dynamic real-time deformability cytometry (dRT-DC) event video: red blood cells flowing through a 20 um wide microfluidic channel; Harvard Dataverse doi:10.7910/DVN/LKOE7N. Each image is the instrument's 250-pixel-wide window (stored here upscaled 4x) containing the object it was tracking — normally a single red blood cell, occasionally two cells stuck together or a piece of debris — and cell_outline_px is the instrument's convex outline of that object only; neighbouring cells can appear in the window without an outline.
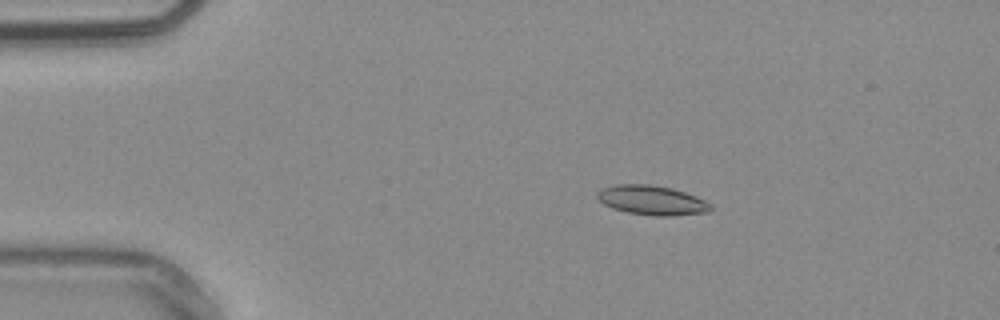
{"species": "common noctule bat (a hibernating species)", "species_latin": "Nyctalus noctula", "temperature_condition": "warm", "stored_images_in_passage": 47, "camera_frame_rate_fps": 3000, "um_per_image_px": 0.085, "animal": {"sex": "male", "body_mass_g": 20.4}, "frame": {"image": 1, "passage_image": 3, "time_ms": 0.667, "image_size_px": [1000, 320], "cell_outline_px": [[712, 212], [672, 216], [656, 216], [628, 212], [612, 208], [604, 204], [596, 196], [596, 192], [600, 188], [616, 184], [648, 184], [672, 188], [696, 196], [712, 204]], "centroid_in_image_um": [55.42, 17.02], "position_along_channel_um": 29.6, "area_um2": 19.65}}
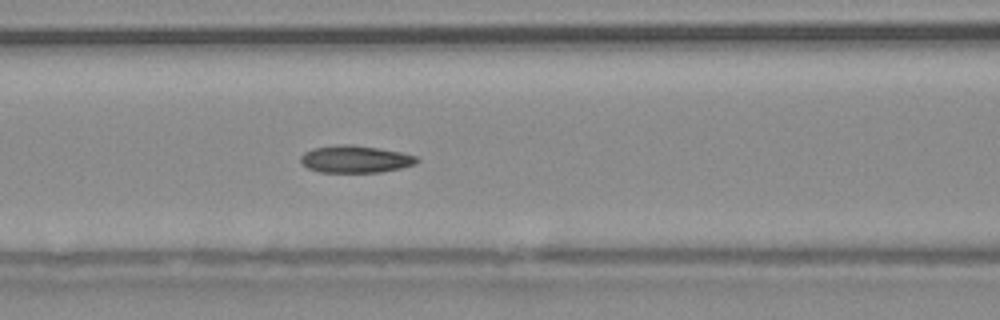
{"frame": {"image": 2, "passage_image": 16, "time_ms": 5.0, "image_size_px": [1000, 320], "cell_outline_px": [[420, 160], [416, 164], [400, 168], [380, 172], [320, 172], [308, 168], [300, 164], [300, 156], [304, 152], [312, 148], [340, 144], [352, 144], [400, 152], [416, 156]], "centroid_in_image_um": [30.16, 13.52], "position_along_channel_um": 136.4, "area_um2": 18.5}}
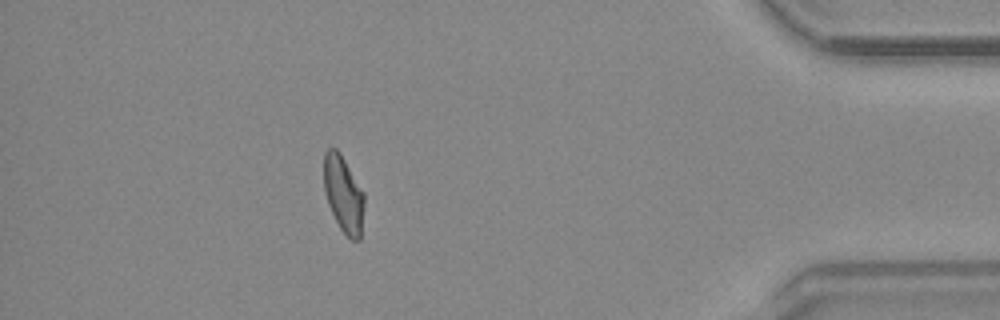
{"frame": {"image": 3, "passage_image": 41, "time_ms": 13.333, "image_size_px": [1000, 320], "cell_outline_px": [[364, 204], [360, 240], [352, 240], [340, 228], [328, 204], [324, 192], [324, 152], [328, 148], [336, 148], [340, 152], [364, 192]], "centroid_in_image_um": [29.19, 16.47], "position_along_channel_um": 406.0, "area_um2": 17.98}, "authors_computed_cell_mechanics": {"area_um2": 18.4382, "velocity_mm_per_s": 3.7884, "shape_relaxation_time_tau1_ms": null, "shape_relaxation_time_tau2_ms": 2.3219, "deformation_change_tau1": null, "deformation_change_tau2": 0.0768}}